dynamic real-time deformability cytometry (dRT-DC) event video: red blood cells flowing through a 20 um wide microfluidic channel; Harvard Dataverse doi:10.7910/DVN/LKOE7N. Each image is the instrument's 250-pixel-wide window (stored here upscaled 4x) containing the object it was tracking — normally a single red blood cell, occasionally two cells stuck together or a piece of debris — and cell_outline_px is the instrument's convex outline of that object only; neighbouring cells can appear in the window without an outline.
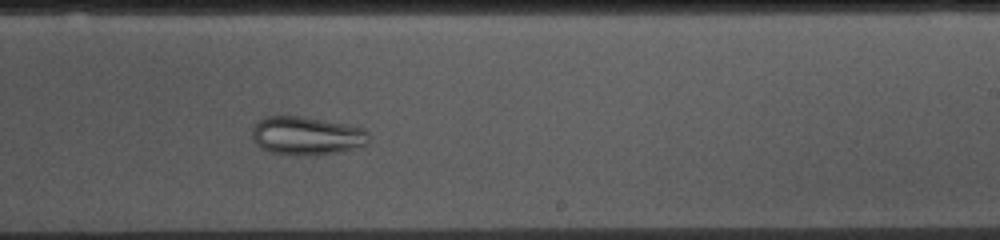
{"species": "common noctule bat (a hibernating species)", "species_latin": "Nyctalus noctula", "temperature_condition": "cold", "stored_images_in_passage": 55, "camera_frame_rate_fps": 3000, "um_per_image_px": 0.085, "animal": {"sex": "female", "body_mass_g": 10.0, "forearm_length_mm": 53.1}, "frame": {"image": 1, "passage_image": 32, "time_ms": 10.333, "image_size_px": [1000, 240], "cell_outline_px": [[368, 144], [336, 152], [316, 156], [296, 156], [268, 152], [260, 148], [252, 140], [252, 124], [264, 116], [300, 116], [324, 120], [364, 128], [368, 132]], "centroid_in_image_um": [25.99, 11.55], "position_along_channel_um": 263.0, "area_um2": 26.53}}
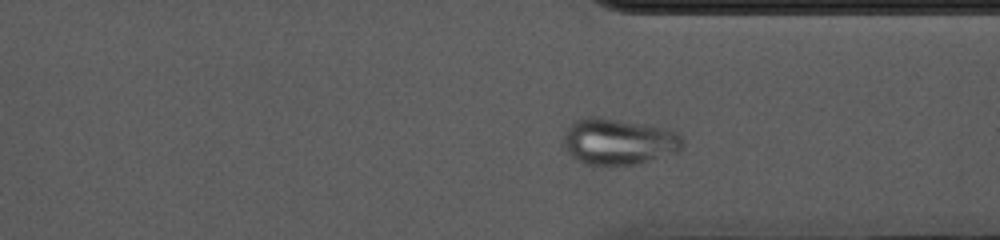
{"frame": {"image": 2, "passage_image": 40, "time_ms": 13.0, "image_size_px": [1000, 240], "cell_outline_px": [[684, 144], [680, 152], [640, 164], [604, 168], [584, 164], [576, 160], [564, 148], [564, 132], [576, 120], [588, 116], [596, 116], [672, 128], [684, 140]], "centroid_in_image_um": [52.62, 12.07], "position_along_channel_um": 358.8, "area_um2": 33.35}}